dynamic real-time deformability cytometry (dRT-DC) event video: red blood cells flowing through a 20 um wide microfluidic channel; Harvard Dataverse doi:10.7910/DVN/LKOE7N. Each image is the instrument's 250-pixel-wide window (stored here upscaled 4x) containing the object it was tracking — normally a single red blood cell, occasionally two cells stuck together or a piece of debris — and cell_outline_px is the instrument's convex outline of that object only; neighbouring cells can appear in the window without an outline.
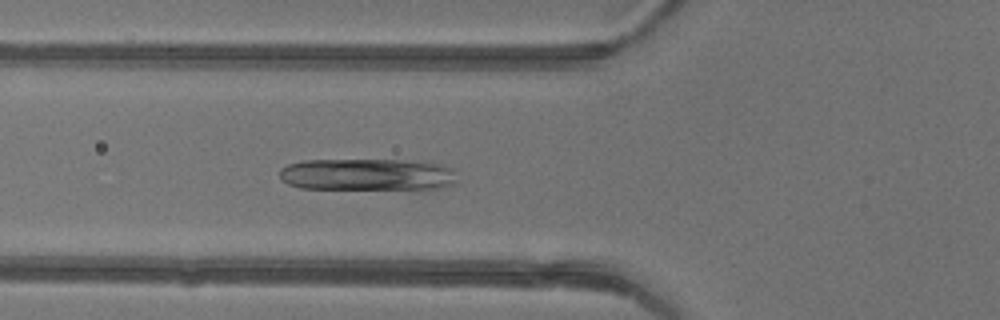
{"species": "common noctule bat (a hibernating species)", "species_latin": "Nyctalus noctula", "temperature_condition": "warm", "stored_images_in_passage": 35, "camera_frame_rate_fps": 3000, "um_per_image_px": 0.085, "animal": {"sex": "female"}, "frame": {"image": 1, "passage_image": 8, "time_ms": 2.333, "image_size_px": [1000, 320], "cell_outline_px": [[456, 180], [452, 184], [428, 192], [300, 188], [288, 184], [280, 180], [280, 168], [288, 164], [304, 160], [400, 160], [444, 164], [452, 168]], "centroid_in_image_um": [31.28, 14.89], "position_along_channel_um": 94.5, "area_um2": 34.8}}
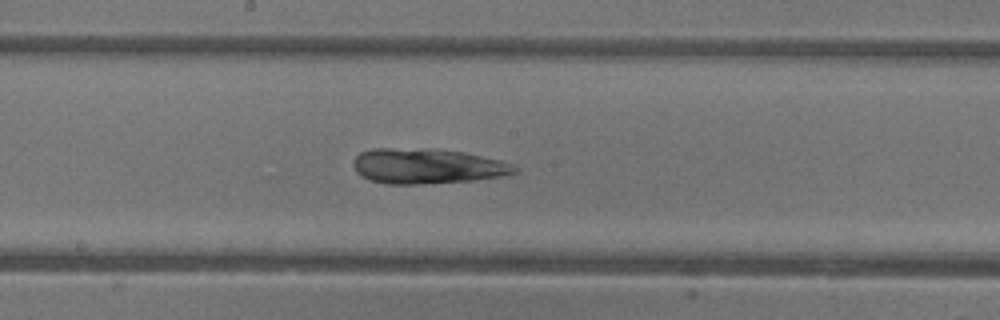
{"frame": {"image": 2, "passage_image": 16, "time_ms": 5.0, "image_size_px": [1000, 320], "cell_outline_px": [[520, 168], [516, 172], [500, 176], [472, 180], [420, 184], [388, 184], [372, 180], [360, 176], [356, 172], [352, 164], [352, 160], [360, 152], [372, 148], [428, 148], [464, 152], [500, 160], [516, 164]], "centroid_in_image_um": [36.29, 14.11], "position_along_channel_um": 211.9, "area_um2": 33.29}}
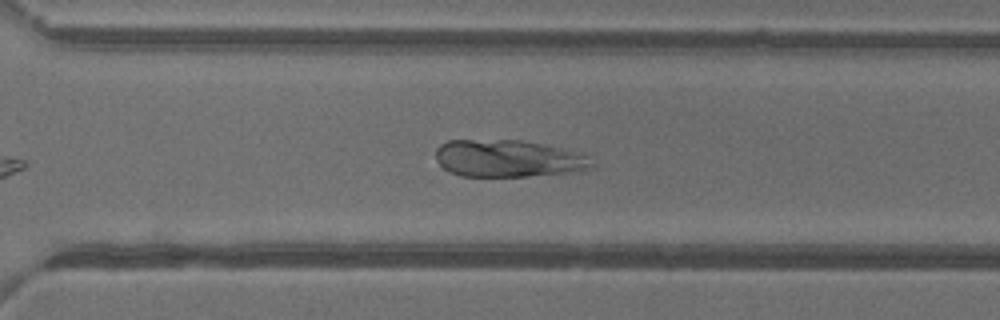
{"frame": {"image": 3, "passage_image": 24, "time_ms": 7.667, "image_size_px": [1000, 320], "cell_outline_px": [[596, 164], [592, 168], [564, 172], [528, 176], [460, 176], [444, 168], [436, 160], [436, 148], [440, 144], [448, 140], [520, 140], [560, 148], [588, 156]], "centroid_in_image_um": [43.15, 13.47], "position_along_channel_um": 327.5, "area_um2": 33.41}}